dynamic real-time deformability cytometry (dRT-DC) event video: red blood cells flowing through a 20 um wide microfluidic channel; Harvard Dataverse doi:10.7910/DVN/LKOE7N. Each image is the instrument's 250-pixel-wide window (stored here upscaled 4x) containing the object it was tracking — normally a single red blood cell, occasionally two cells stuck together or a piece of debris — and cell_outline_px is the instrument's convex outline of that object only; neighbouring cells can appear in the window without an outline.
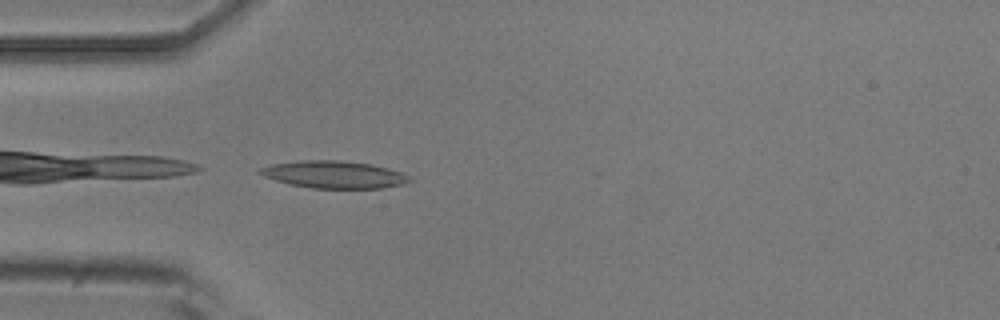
{"species": "common noctule bat (a hibernating species)", "species_latin": "Nyctalus noctula", "temperature_condition": "room temperature", "stored_images_in_passage": 4, "camera_frame_rate_fps": 3000, "um_per_image_px": 0.085, "animal": {"sex": "male", "body_mass_g": 20.5, "forearm_length_mm": 52.5}, "frame": {"image": 1, "passage_image": 4, "time_ms": 3.333, "image_size_px": [1000, 320], "cell_outline_px": [[412, 180], [404, 184], [384, 188], [312, 188], [292, 184], [276, 180], [264, 176], [256, 172], [256, 168], [272, 164], [300, 160], [340, 160], [372, 164], [388, 168], [412, 176]], "centroid_in_image_um": [28.4, 14.83], "position_along_channel_um": 56.6, "area_um2": 23.93}}